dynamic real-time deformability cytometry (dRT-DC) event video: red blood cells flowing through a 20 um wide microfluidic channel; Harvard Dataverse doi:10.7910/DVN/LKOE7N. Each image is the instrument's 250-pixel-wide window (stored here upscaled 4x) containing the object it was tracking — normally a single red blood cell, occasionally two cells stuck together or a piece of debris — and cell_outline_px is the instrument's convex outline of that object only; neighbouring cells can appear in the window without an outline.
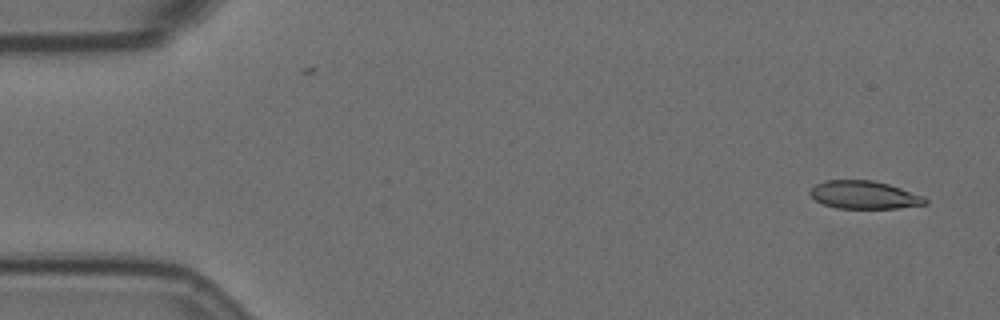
{"species": "Egyptian fruit bat (a non-hibernating species)", "species_latin": "Rousettus aegyptiacus", "temperature_condition": "room temperature", "stored_images_in_passage": 5, "camera_frame_rate_fps": 3000, "um_per_image_px": 0.085, "animal": {"sex": "female"}, "frame": {"image": 1, "passage_image": 1, "time_ms": 0.0, "image_size_px": [1000, 320], "cell_outline_px": [[928, 204], [900, 208], [836, 208], [824, 204], [816, 200], [808, 192], [816, 184], [824, 180], [872, 180], [888, 184], [924, 196], [928, 200]], "centroid_in_image_um": [73.47, 16.57], "position_along_channel_um": 11.5, "area_um2": 18.73}}
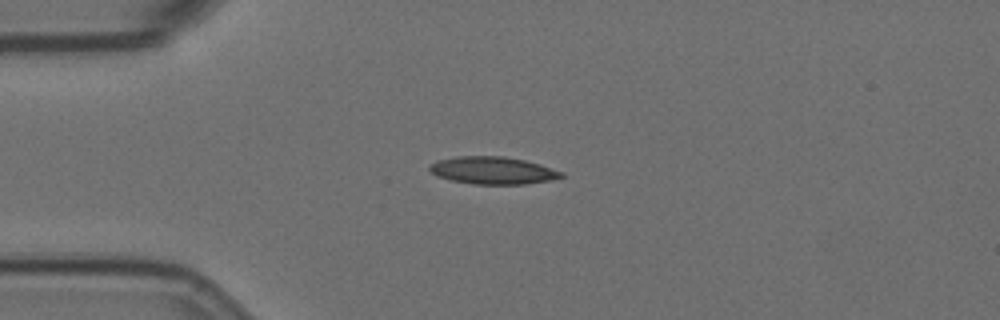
{"frame": {"image": 2, "passage_image": 4, "time_ms": 3.667, "image_size_px": [1000, 320], "cell_outline_px": [[564, 176], [548, 180], [524, 184], [472, 184], [452, 180], [436, 176], [428, 168], [428, 164], [436, 160], [456, 156], [504, 156], [524, 160], [540, 164], [564, 172]], "centroid_in_image_um": [41.84, 14.48], "position_along_channel_um": 43.2, "area_um2": 21.1}}